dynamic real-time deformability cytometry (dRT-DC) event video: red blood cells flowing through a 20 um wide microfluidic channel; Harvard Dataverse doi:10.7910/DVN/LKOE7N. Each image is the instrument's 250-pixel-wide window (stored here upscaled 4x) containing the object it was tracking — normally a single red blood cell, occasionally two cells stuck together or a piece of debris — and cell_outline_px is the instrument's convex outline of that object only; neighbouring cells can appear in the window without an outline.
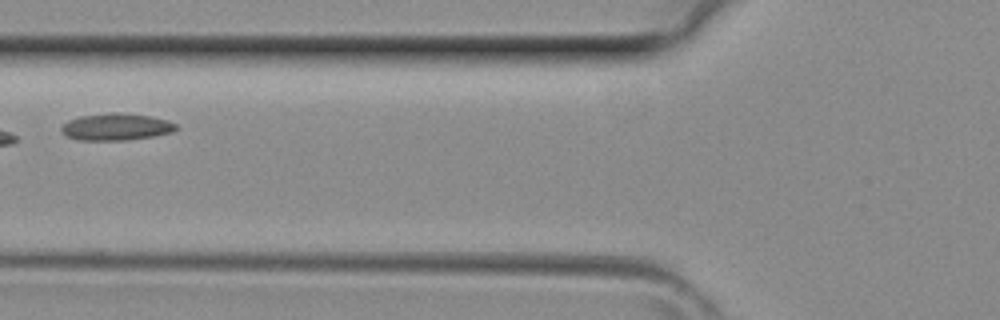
{"species": "common noctule bat (a hibernating species)", "species_latin": "Nyctalus noctula", "temperature_condition": "room temperature", "stored_images_in_passage": 2, "camera_frame_rate_fps": 3000, "um_per_image_px": 0.085, "animal": {"sex": "female", "body_mass_g": 29.2, "forearm_length_mm": 56.3}, "frame": {"image": 1, "passage_image": 2, "time_ms": 0.333, "image_size_px": [1000, 320], "cell_outline_px": [[176, 128], [172, 132], [152, 136], [128, 140], [80, 140], [68, 136], [60, 128], [68, 120], [80, 116], [108, 112], [120, 112], [148, 116], [168, 120], [176, 124]], "centroid_in_image_um": [9.87, 10.77], "position_along_channel_um": 115.9, "area_um2": 17.86}}